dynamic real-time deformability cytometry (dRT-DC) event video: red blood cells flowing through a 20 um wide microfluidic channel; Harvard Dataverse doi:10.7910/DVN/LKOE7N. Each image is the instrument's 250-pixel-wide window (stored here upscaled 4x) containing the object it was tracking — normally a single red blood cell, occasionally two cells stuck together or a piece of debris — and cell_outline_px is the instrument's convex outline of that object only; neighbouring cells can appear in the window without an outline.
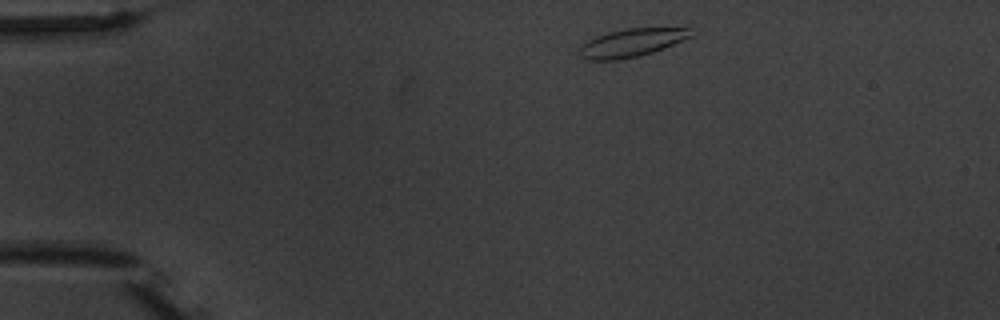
{"species": "common noctule bat (a hibernating species)", "species_latin": "Nyctalus noctula", "temperature_condition": "warm", "stored_images_in_passage": 3, "camera_frame_rate_fps": 3000, "um_per_image_px": 0.085, "animal": {"sex": "male", "body_mass_g": 20.1, "forearm_length_mm": 53.5}, "frame": {"image": 1, "passage_image": 1, "time_ms": 0.0, "image_size_px": [1000, 320], "cell_outline_px": [[692, 36], [664, 48], [640, 56], [620, 60], [584, 60], [580, 56], [580, 48], [588, 40], [596, 36], [608, 32], [628, 28], [688, 24], [692, 24]], "centroid_in_image_um": [53.85, 3.57], "position_along_channel_um": 31.2, "area_um2": 19.19}}
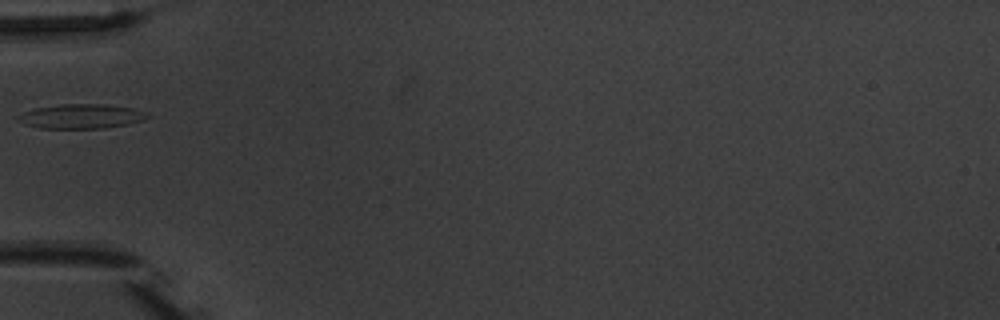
{"frame": {"image": 2, "passage_image": 3, "time_ms": 3.0, "image_size_px": [1000, 320], "cell_outline_px": [[148, 116], [140, 120], [128, 124], [104, 128], [40, 128], [24, 124], [16, 120], [16, 116], [24, 112], [36, 108], [60, 104], [104, 104], [132, 108], [148, 112]], "centroid_in_image_um": [6.86, 9.88], "position_along_channel_um": 78.1, "area_um2": 18.32}}